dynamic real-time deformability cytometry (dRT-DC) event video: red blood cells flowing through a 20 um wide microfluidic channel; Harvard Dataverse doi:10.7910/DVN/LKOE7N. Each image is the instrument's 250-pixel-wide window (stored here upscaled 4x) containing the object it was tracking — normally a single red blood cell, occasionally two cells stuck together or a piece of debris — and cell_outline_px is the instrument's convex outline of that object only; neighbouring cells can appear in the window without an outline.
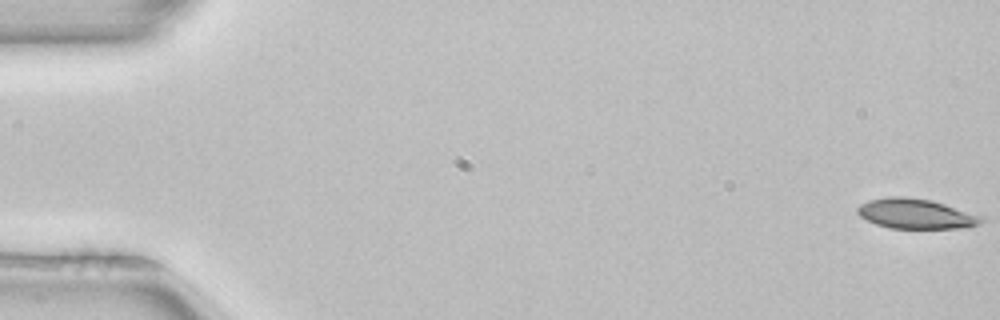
{"species": "common noctule bat (a hibernating species)", "species_latin": "Nyctalus noctula", "temperature_condition": "room temperature", "stored_images_in_passage": 52, "camera_frame_rate_fps": 3000, "um_per_image_px": 0.085, "animal": {"sex": "female", "body_mass_g": 22.7, "forearm_length_mm": 54.2}, "frame": {"image": 1, "passage_image": 1, "time_ms": 0.0, "image_size_px": [1000, 320], "cell_outline_px": [[984, 220], [980, 224], [968, 228], [888, 228], [876, 224], [860, 216], [856, 212], [856, 208], [860, 204], [868, 200], [888, 196], [904, 196], [932, 200], [984, 216]], "centroid_in_image_um": [77.86, 18.16], "position_along_channel_um": 7.1, "area_um2": 21.91}}
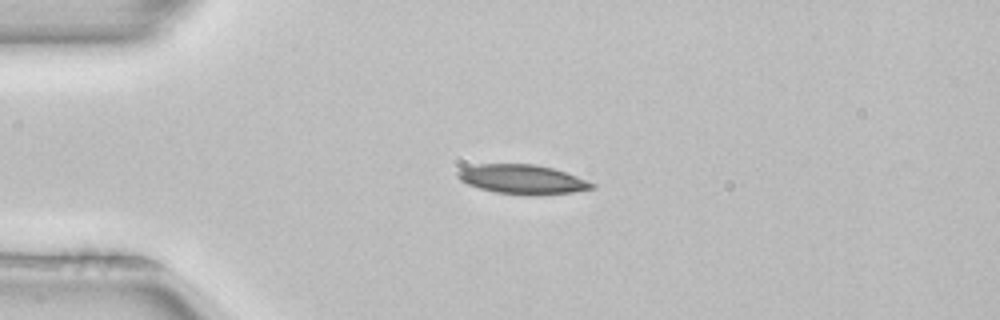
{"frame": {"image": 2, "passage_image": 13, "time_ms": 4.0, "image_size_px": [1000, 320], "cell_outline_px": [[596, 188], [572, 192], [536, 196], [496, 192], [480, 188], [468, 184], [460, 180], [456, 176], [456, 172], [460, 168], [480, 164], [536, 164], [552, 168], [588, 180], [596, 184]], "centroid_in_image_um": [44.41, 15.25], "position_along_channel_um": 40.6, "area_um2": 23.0}}
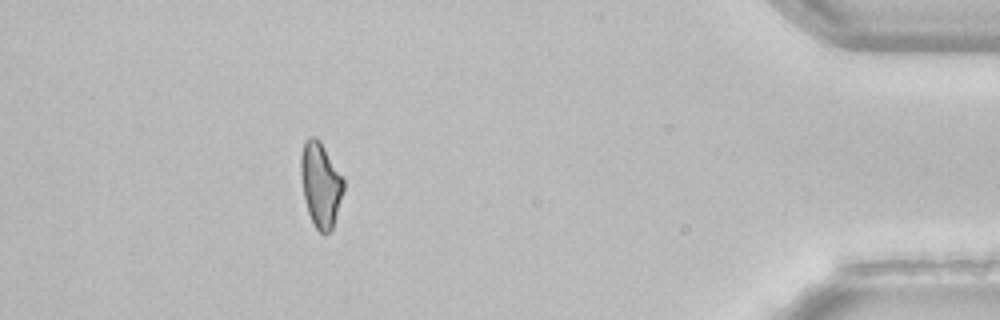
{"frame": {"image": 3, "passage_image": 47, "time_ms": 15.333, "image_size_px": [1000, 320], "cell_outline_px": [[344, 188], [332, 228], [324, 236], [312, 224], [308, 212], [304, 196], [300, 176], [300, 156], [304, 140], [308, 136], [316, 136], [320, 140], [344, 176]], "centroid_in_image_um": [27.24, 15.63], "position_along_channel_um": 408.0, "area_um2": 21.44}, "authors_computed_cell_mechanics": {"area_um2": 22.0507, "velocity_mm_per_s": 3.9769, "shape_relaxation_time_tau1_ms": 9.4354, "shape_relaxation_time_tau2_ms": null, "deformation_change_tau1": 0.2107, "deformation_change_tau2": null}}